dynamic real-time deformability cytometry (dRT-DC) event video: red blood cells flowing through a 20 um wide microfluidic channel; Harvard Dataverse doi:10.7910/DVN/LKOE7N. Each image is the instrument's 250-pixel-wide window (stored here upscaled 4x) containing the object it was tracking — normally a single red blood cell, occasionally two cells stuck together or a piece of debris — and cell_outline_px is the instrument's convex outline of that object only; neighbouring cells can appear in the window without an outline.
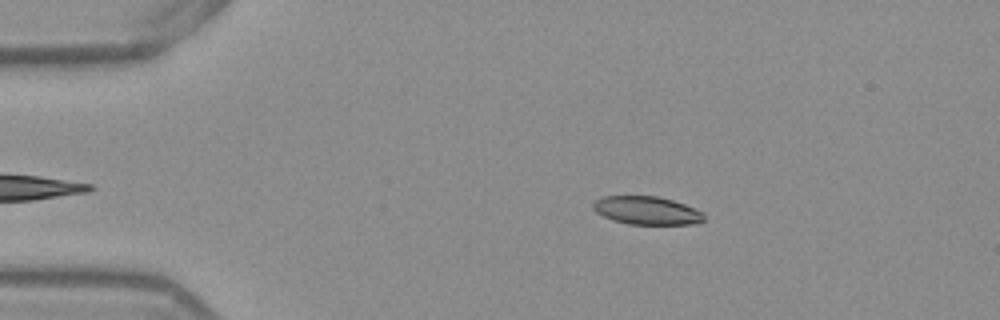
{"species": "Egyptian fruit bat (a non-hibernating species)", "species_latin": "Rousettus aegyptiacus", "temperature_condition": "warm", "stored_images_in_passage": 41, "camera_frame_rate_fps": 3000, "um_per_image_px": 0.085, "frame": {"image": 1, "passage_image": 6, "time_ms": 1.667, "image_size_px": [1000, 320], "cell_outline_px": [[704, 220], [696, 224], [628, 224], [612, 220], [596, 212], [592, 208], [592, 204], [596, 200], [604, 196], [656, 196], [672, 200], [684, 204], [704, 212]], "centroid_in_image_um": [54.98, 17.89], "position_along_channel_um": 30.0, "area_um2": 18.21}}
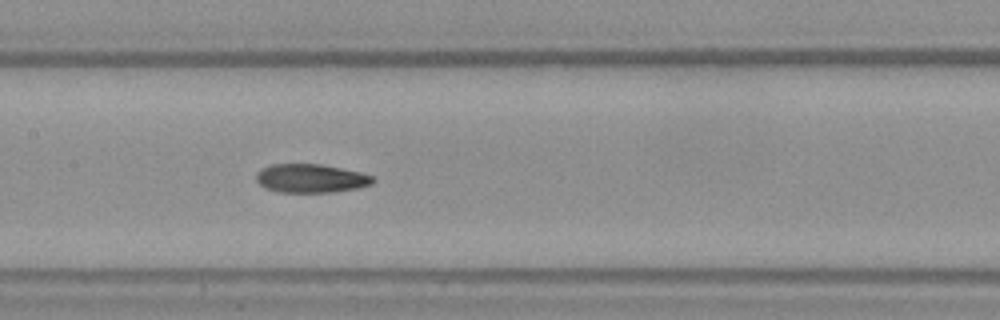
{"frame": {"image": 2, "passage_image": 22, "time_ms": 7.0, "image_size_px": [1000, 320], "cell_outline_px": [[376, 180], [372, 184], [356, 188], [332, 192], [276, 192], [264, 188], [256, 180], [256, 172], [260, 168], [272, 164], [320, 164], [360, 172], [372, 176]], "centroid_in_image_um": [26.38, 15.16], "position_along_channel_um": 181.0, "area_um2": 19.54}}
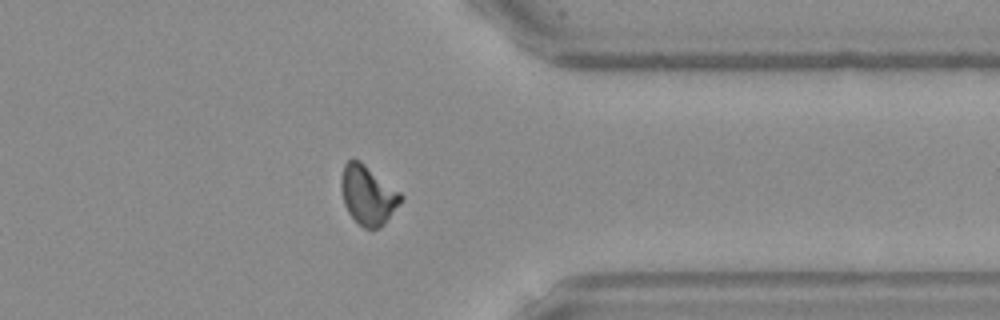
{"frame": {"image": 3, "passage_image": 38, "time_ms": 12.333, "image_size_px": [1000, 320], "cell_outline_px": [[404, 200], [384, 224], [380, 228], [364, 228], [348, 212], [344, 204], [340, 188], [340, 180], [344, 164], [348, 160], [360, 160], [400, 192], [404, 196]], "centroid_in_image_um": [31.28, 16.58], "position_along_channel_um": 380.1, "area_um2": 20.63}, "authors_computed_cell_mechanics": {"area_um2": 19.7676, "velocity_mm_per_s": 3.8894, "shape_relaxation_time_tau1_ms": null, "shape_relaxation_time_tau2_ms": 3.1328, "deformation_change_tau1": null, "deformation_change_tau2": 0.0896}}